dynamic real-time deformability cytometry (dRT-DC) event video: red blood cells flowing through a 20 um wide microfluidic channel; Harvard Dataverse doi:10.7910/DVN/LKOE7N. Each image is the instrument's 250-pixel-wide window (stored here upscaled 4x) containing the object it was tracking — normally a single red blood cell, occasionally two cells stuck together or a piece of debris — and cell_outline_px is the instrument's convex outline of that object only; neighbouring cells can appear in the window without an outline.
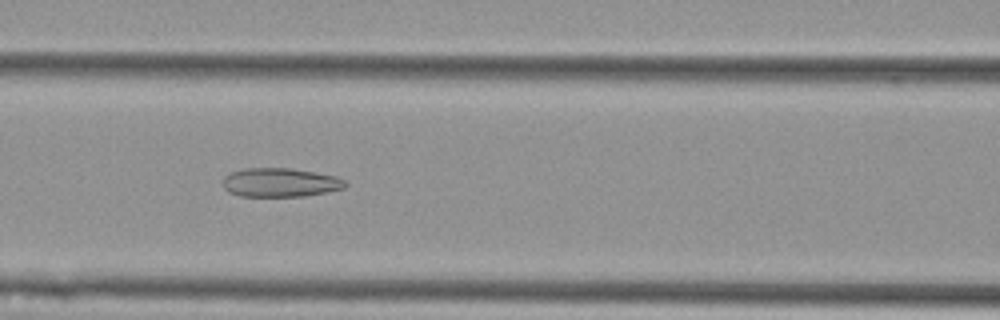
{"species": "Egyptian fruit bat (a non-hibernating species)", "species_latin": "Rousettus aegyptiacus", "temperature_condition": "cold", "stored_images_in_passage": 58, "camera_frame_rate_fps": 3000, "um_per_image_px": 0.085, "animal": {"sex": "female"}, "frame": {"image": 1, "passage_image": 25, "time_ms": 8.0, "image_size_px": [1000, 320], "cell_outline_px": [[348, 184], [344, 188], [328, 192], [304, 196], [240, 196], [228, 192], [224, 188], [224, 176], [232, 172], [244, 168], [292, 168], [336, 176], [344, 180]], "centroid_in_image_um": [23.83, 15.51], "position_along_channel_um": 142.8, "area_um2": 20.63}}
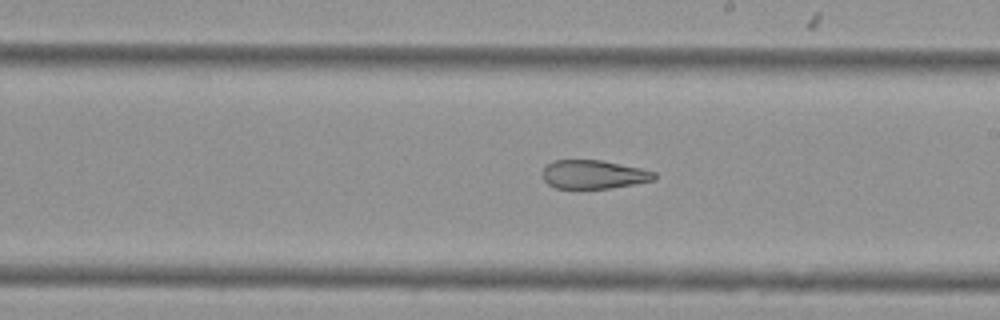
{"frame": {"image": 2, "passage_image": 33, "time_ms": 10.667, "image_size_px": [1000, 320], "cell_outline_px": [[656, 180], [612, 188], [556, 188], [548, 184], [544, 180], [544, 168], [552, 160], [600, 160], [640, 168], [656, 172]], "centroid_in_image_um": [50.49, 14.83], "position_along_channel_um": 238.5, "area_um2": 18.55}}
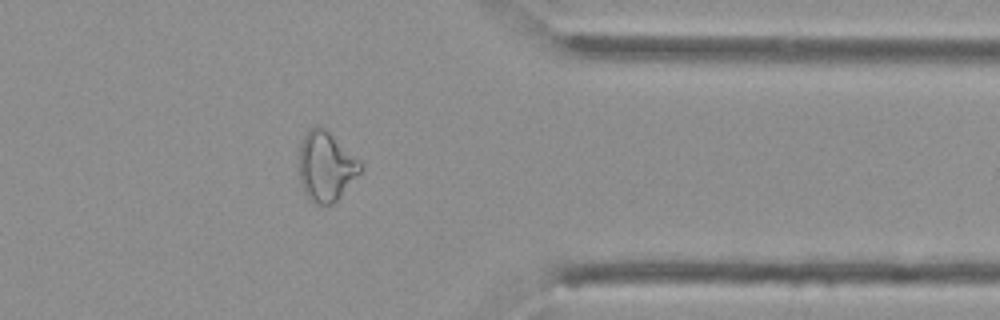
{"frame": {"image": 3, "passage_image": 46, "time_ms": 15.0, "image_size_px": [1000, 320], "cell_outline_px": [[360, 172], [340, 196], [332, 204], [316, 204], [308, 200], [300, 184], [300, 144], [304, 136], [316, 124], [320, 124], [360, 160]], "centroid_in_image_um": [27.68, 14.15], "position_along_channel_um": 383.7, "area_um2": 24.57}, "authors_computed_cell_mechanics": {"area_um2": 25.8366, "velocity_mm_per_s": 3.6074, "shape_relaxation_time_tau1_ms": null, "shape_relaxation_time_tau2_ms": 3.0211, "deformation_change_tau1": null, "deformation_change_tau2": 0.1135}}